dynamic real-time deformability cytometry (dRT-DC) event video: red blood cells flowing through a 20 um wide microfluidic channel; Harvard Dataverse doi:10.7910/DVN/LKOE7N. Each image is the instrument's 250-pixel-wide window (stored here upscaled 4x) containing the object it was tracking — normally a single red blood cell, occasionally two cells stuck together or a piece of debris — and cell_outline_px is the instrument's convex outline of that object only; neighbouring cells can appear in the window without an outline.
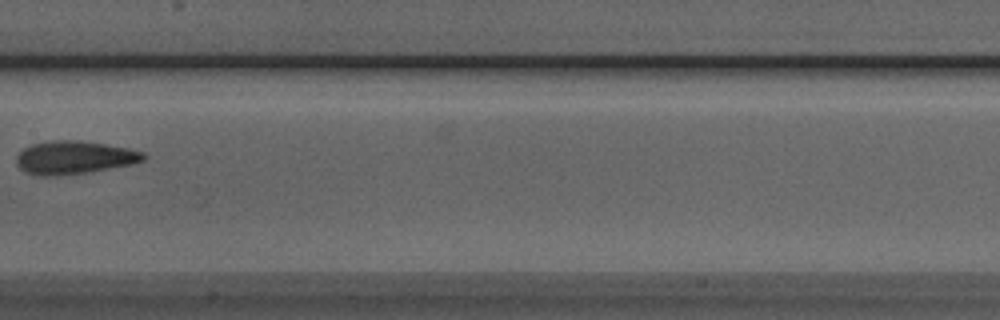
{"species": "Egyptian fruit bat (a non-hibernating species)", "species_latin": "Rousettus aegyptiacus", "temperature_condition": "room temperature", "stored_images_in_passage": 6, "camera_frame_rate_fps": 3000, "um_per_image_px": 0.085, "animal": {"sex": "male"}, "frame": {"image": 1, "passage_image": 4, "time_ms": 1.0, "image_size_px": [1000, 320], "cell_outline_px": [[148, 156], [144, 160], [132, 164], [84, 172], [56, 176], [40, 176], [24, 172], [16, 164], [16, 156], [24, 148], [32, 144], [52, 140], [80, 140], [128, 148], [144, 152]], "centroid_in_image_um": [6.29, 13.38], "position_along_channel_um": 201.1, "area_um2": 24.45}}
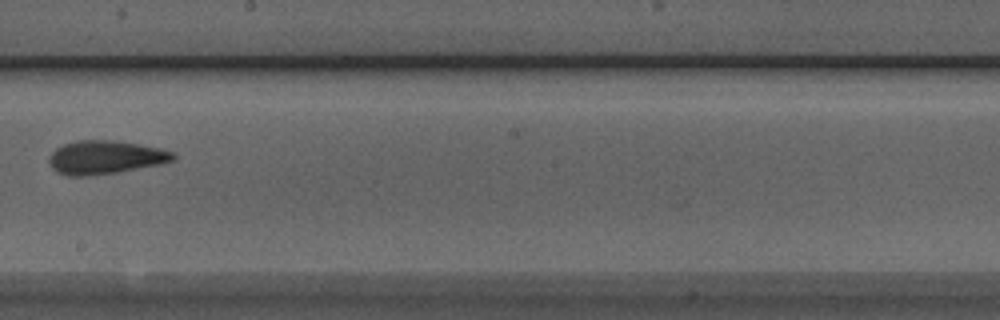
{"frame": {"image": 2, "passage_image": 5, "time_ms": 1.333, "image_size_px": [1000, 320], "cell_outline_px": [[176, 160], [160, 164], [116, 172], [84, 176], [68, 176], [56, 172], [52, 168], [48, 160], [52, 152], [56, 148], [64, 144], [76, 140], [116, 140], [160, 148], [176, 152]], "centroid_in_image_um": [8.96, 13.36], "position_along_channel_um": 239.2, "area_um2": 24.28}}
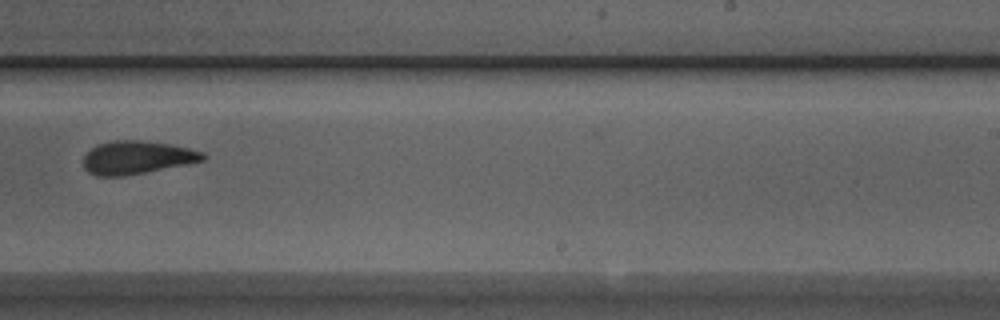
{"frame": {"image": 3, "passage_image": 6, "time_ms": 1.667, "image_size_px": [1000, 320], "cell_outline_px": [[208, 156], [204, 160], [188, 164], [124, 176], [96, 176], [88, 172], [84, 168], [84, 156], [96, 144], [112, 140], [140, 140], [168, 144], [188, 148], [204, 152]], "centroid_in_image_um": [11.64, 13.39], "position_along_channel_um": 277.4, "area_um2": 23.12}}